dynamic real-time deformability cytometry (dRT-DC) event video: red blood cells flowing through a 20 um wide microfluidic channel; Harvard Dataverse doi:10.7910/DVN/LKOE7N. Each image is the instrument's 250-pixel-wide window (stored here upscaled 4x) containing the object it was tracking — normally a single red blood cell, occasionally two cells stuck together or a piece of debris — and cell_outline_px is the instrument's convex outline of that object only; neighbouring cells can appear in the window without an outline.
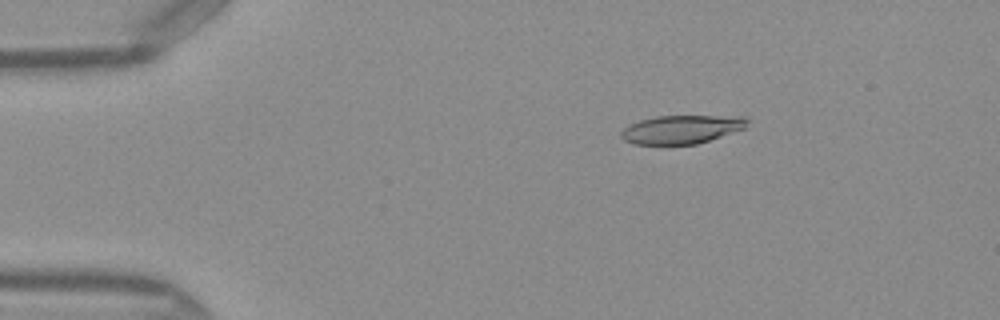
{"species": "Egyptian fruit bat (a non-hibernating species)", "species_latin": "Rousettus aegyptiacus", "temperature_condition": "warm", "stored_images_in_passage": 50, "camera_frame_rate_fps": 3000, "um_per_image_px": 0.085, "frame": {"image": 1, "passage_image": 9, "time_ms": 2.667, "image_size_px": [1000, 320], "cell_outline_px": [[748, 120], [744, 128], [696, 144], [636, 144], [624, 140], [620, 136], [620, 132], [628, 124], [640, 120], [656, 116], [744, 116]], "centroid_in_image_um": [57.88, 10.99], "position_along_channel_um": 27.1, "area_um2": 20.69}}
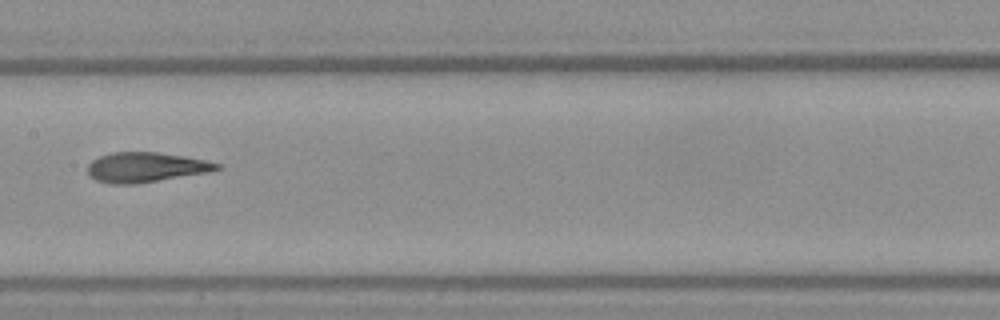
{"frame": {"image": 2, "passage_image": 26, "time_ms": 8.333, "image_size_px": [1000, 320], "cell_outline_px": [[220, 168], [204, 172], [136, 184], [112, 184], [96, 180], [88, 176], [88, 164], [92, 160], [100, 156], [112, 152], [156, 152], [184, 156], [204, 160], [220, 164]], "centroid_in_image_um": [12.3, 14.21], "position_along_channel_um": 195.1, "area_um2": 22.14}}
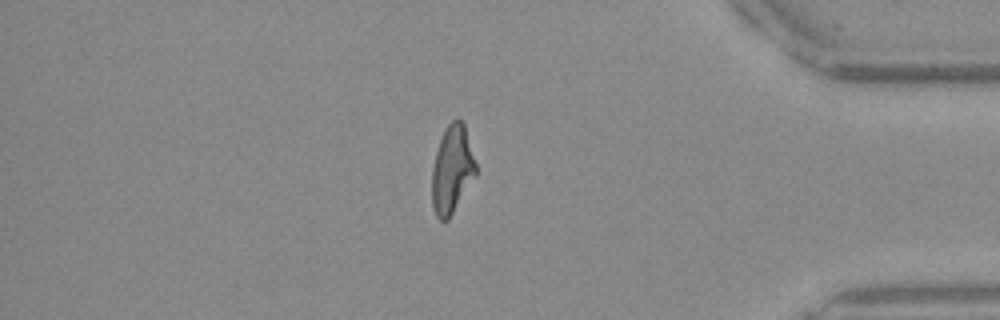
{"frame": {"image": 3, "passage_image": 43, "time_ms": 14.0, "image_size_px": [1000, 320], "cell_outline_px": [[476, 176], [448, 220], [440, 220], [436, 216], [432, 208], [432, 168], [436, 152], [440, 140], [448, 124], [456, 116], [464, 124], [476, 164]], "centroid_in_image_um": [38.42, 14.43], "position_along_channel_um": 396.8, "area_um2": 22.37}, "authors_computed_cell_mechanics": {"area_um2": 22.4553, "velocity_mm_per_s": 4.1178, "shape_relaxation_time_tau1_ms": 8.3672, "shape_relaxation_time_tau2_ms": 1.67, "deformation_change_tau1": 0.2688, "deformation_change_tau2": 0.0999}}